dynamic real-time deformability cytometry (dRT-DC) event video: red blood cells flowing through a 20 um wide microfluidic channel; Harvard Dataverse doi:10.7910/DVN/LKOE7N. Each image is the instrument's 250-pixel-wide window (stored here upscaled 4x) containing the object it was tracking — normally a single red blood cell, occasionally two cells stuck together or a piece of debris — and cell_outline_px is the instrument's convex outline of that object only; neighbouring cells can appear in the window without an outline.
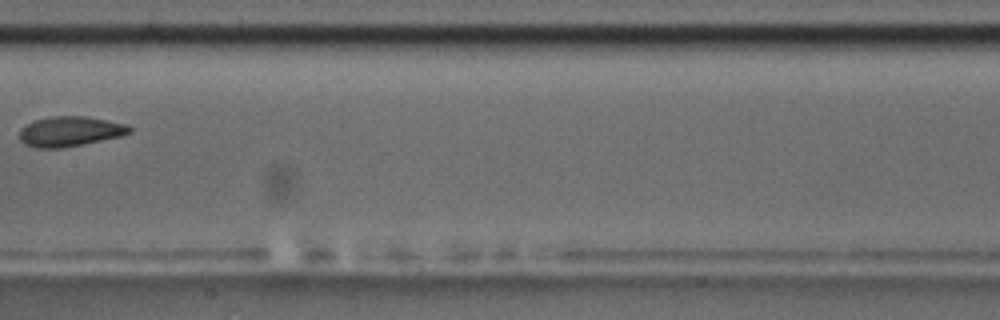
{"species": "common noctule bat (a hibernating species)", "species_latin": "Nyctalus noctula", "temperature_condition": "room temperature", "stored_images_in_passage": 9, "camera_frame_rate_fps": 3000, "um_per_image_px": 0.085, "animal": {"sex": "male", "body_mass_g": 17.5, "forearm_length_mm": 52.3}, "frame": {"image": 1, "passage_image": 9, "time_ms": 9.333, "image_size_px": [1000, 320], "cell_outline_px": [[132, 132], [120, 136], [64, 148], [36, 148], [24, 144], [20, 140], [20, 128], [24, 124], [32, 120], [52, 116], [84, 116], [128, 124], [132, 128]], "centroid_in_image_um": [5.91, 11.16], "position_along_channel_um": 201.5, "area_um2": 19.42}}